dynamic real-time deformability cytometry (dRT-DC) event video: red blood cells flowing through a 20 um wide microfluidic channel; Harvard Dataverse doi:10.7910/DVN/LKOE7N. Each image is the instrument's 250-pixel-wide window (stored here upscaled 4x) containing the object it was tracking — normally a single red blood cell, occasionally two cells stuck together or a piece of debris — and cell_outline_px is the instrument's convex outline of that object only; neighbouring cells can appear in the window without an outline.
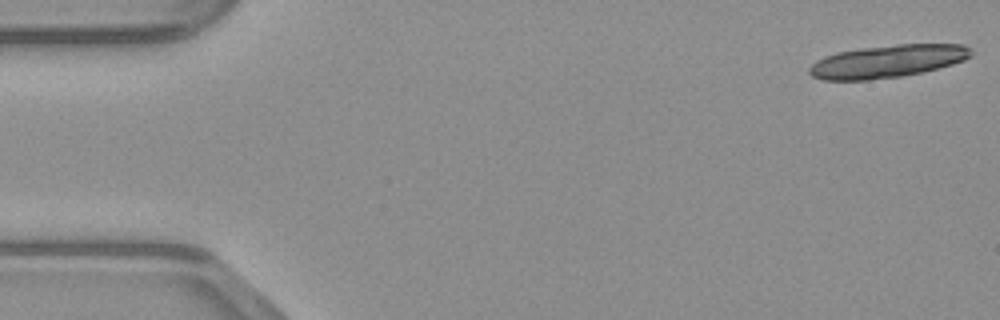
{"species": "common noctule bat (a hibernating species)", "species_latin": "Nyctalus noctula", "temperature_condition": "warm", "stored_images_in_passage": 16, "camera_frame_rate_fps": 3000, "um_per_image_px": 0.085, "animal": {"sex": "male", "body_mass_g": 23.1, "forearm_length_mm": 52.7}, "frame": {"image": 1, "passage_image": 1, "time_ms": 0.0, "image_size_px": [1000, 320], "cell_outline_px": [[972, 56], [964, 60], [952, 64], [920, 72], [900, 76], [868, 80], [824, 80], [812, 76], [808, 72], [808, 68], [816, 60], [824, 56], [836, 52], [860, 48], [896, 44], [964, 44], [972, 52]], "centroid_in_image_um": [75.39, 5.2], "position_along_channel_um": 9.6, "area_um2": 30.75}}